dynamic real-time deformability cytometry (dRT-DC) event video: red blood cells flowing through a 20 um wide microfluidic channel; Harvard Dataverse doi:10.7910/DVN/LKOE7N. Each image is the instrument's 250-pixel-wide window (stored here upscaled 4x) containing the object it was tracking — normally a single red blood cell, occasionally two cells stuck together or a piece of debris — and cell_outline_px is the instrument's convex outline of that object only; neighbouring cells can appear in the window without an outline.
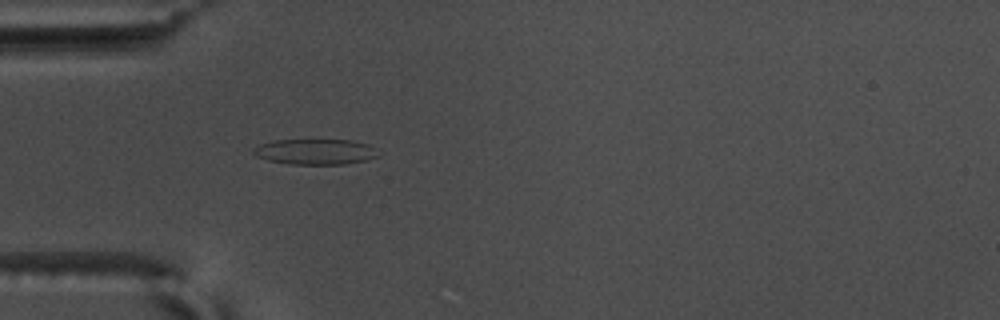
{"species": "common noctule bat (a hibernating species)", "species_latin": "Nyctalus noctula", "temperature_condition": "warm", "stored_images_in_passage": 46, "camera_frame_rate_fps": 3000, "um_per_image_px": 0.085, "animal": {"sex": "male", "body_mass_g": 17.5, "forearm_length_mm": 52.3}, "frame": {"image": 1, "passage_image": 8, "time_ms": 2.333, "image_size_px": [1000, 320], "cell_outline_px": [[380, 156], [368, 160], [344, 164], [288, 164], [268, 160], [256, 156], [252, 152], [252, 148], [260, 144], [276, 140], [352, 140], [368, 144], [376, 148]], "centroid_in_image_um": [26.83, 12.9], "position_along_channel_um": 58.2, "area_um2": 18.73}}
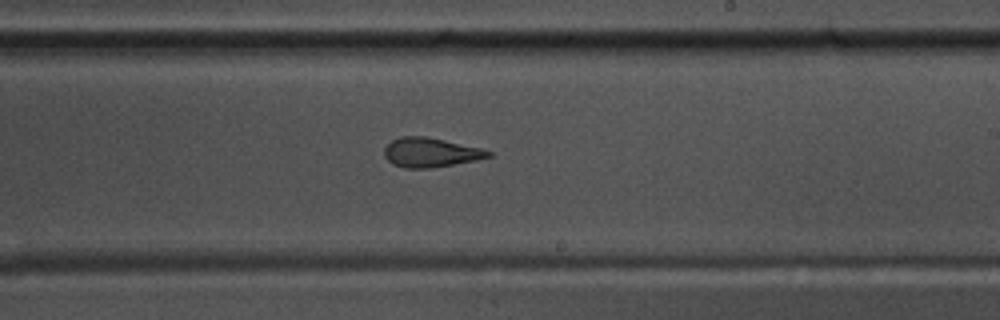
{"frame": {"image": 2, "passage_image": 24, "time_ms": 7.667, "image_size_px": [1000, 320], "cell_outline_px": [[492, 156], [476, 160], [428, 168], [404, 168], [392, 164], [384, 156], [384, 148], [392, 140], [400, 136], [424, 136], [444, 140], [480, 148], [492, 152]], "centroid_in_image_um": [36.56, 12.96], "position_along_channel_um": 252.4, "area_um2": 17.63}}
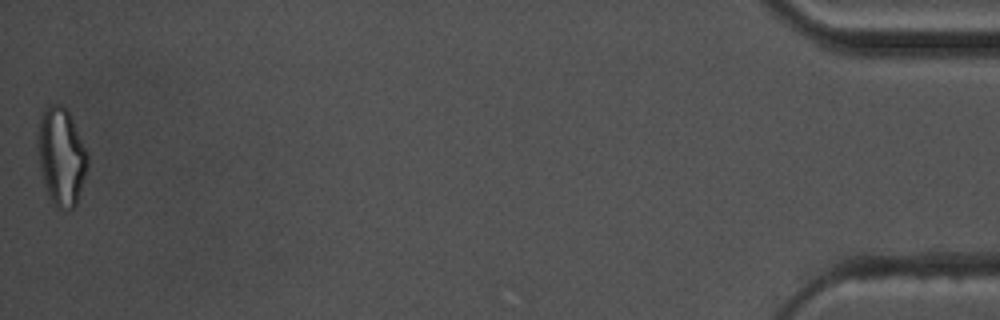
{"frame": {"image": 3, "passage_image": 46, "time_ms": 15.0, "image_size_px": [1000, 320], "cell_outline_px": [[88, 164], [76, 204], [72, 208], [56, 208], [48, 196], [44, 188], [36, 148], [36, 136], [40, 112], [44, 108], [52, 104], [60, 104], [68, 112], [88, 152]], "centroid_in_image_um": [5.16, 13.28], "position_along_channel_um": 430.0, "area_um2": 28.67}, "authors_computed_cell_mechanics": {"area_um2": 18.6405, "velocity_mm_per_s": 3.7283, "shape_relaxation_time_tau1_ms": 7.5885, "shape_relaxation_time_tau2_ms": 2.5606, "deformation_change_tau1": 0.2164, "deformation_change_tau2": 0.118}}